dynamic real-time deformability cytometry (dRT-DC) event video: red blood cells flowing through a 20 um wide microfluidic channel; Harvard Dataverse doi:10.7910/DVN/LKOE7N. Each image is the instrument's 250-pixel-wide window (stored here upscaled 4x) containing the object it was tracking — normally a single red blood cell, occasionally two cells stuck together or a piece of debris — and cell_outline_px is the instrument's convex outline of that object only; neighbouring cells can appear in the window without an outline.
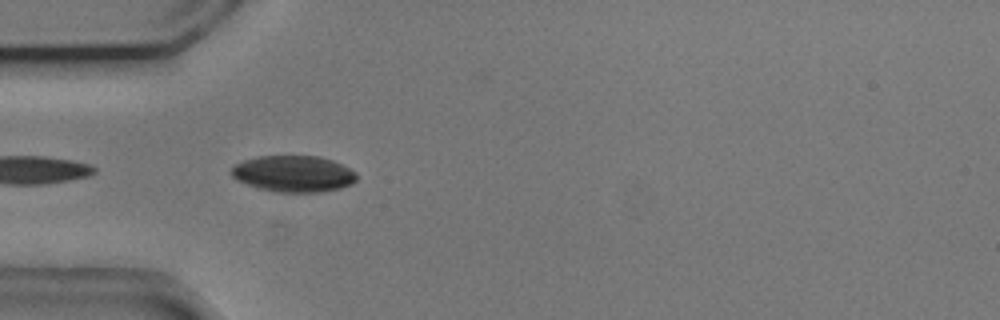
{"species": "common noctule bat (a hibernating species)", "species_latin": "Nyctalus noctula", "temperature_condition": "cold", "stored_images_in_passage": 13, "camera_frame_rate_fps": 3000, "um_per_image_px": 0.085, "animal": {"sex": "male", "body_mass_g": 20.5, "forearm_length_mm": 52.5}, "frame": {"image": 1, "passage_image": 3, "time_ms": 0.667, "image_size_px": [1000, 320], "cell_outline_px": [[356, 180], [352, 184], [340, 188], [320, 192], [280, 192], [260, 188], [236, 180], [228, 172], [236, 164], [244, 160], [256, 156], [320, 156], [332, 160], [356, 172]], "centroid_in_image_um": [24.93, 14.76], "position_along_channel_um": 60.1, "area_um2": 26.47}}